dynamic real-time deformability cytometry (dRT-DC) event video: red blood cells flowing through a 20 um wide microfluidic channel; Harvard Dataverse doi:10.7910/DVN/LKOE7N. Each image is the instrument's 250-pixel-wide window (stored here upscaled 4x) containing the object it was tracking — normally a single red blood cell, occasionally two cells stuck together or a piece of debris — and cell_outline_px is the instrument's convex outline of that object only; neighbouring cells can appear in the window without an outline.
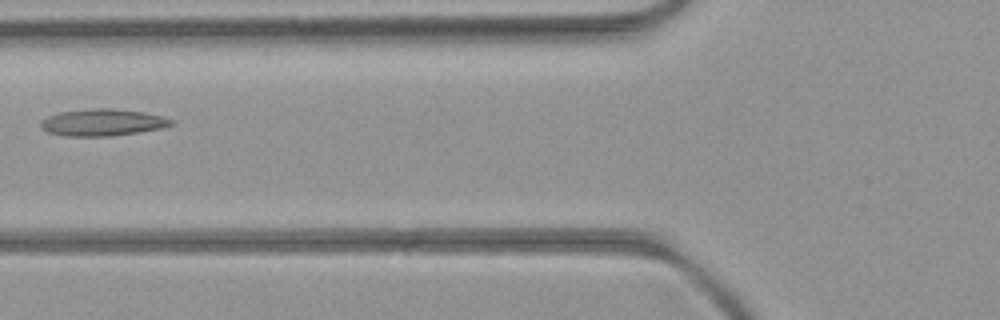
{"species": "common noctule bat (a hibernating species)", "species_latin": "Nyctalus noctula", "temperature_condition": "room temperature", "stored_images_in_passage": 4, "camera_frame_rate_fps": 3000, "um_per_image_px": 0.085, "animal": {"sex": "female", "body_mass_g": 21.9}, "frame": {"image": 1, "passage_image": 3, "time_ms": 2.333, "image_size_px": [1000, 320], "cell_outline_px": [[172, 124], [160, 128], [112, 136], [64, 136], [48, 132], [40, 128], [40, 120], [48, 116], [60, 112], [92, 108], [112, 108], [144, 112], [160, 116], [172, 120]], "centroid_in_image_um": [8.64, 10.4], "position_along_channel_um": 117.2, "area_um2": 20.29}}
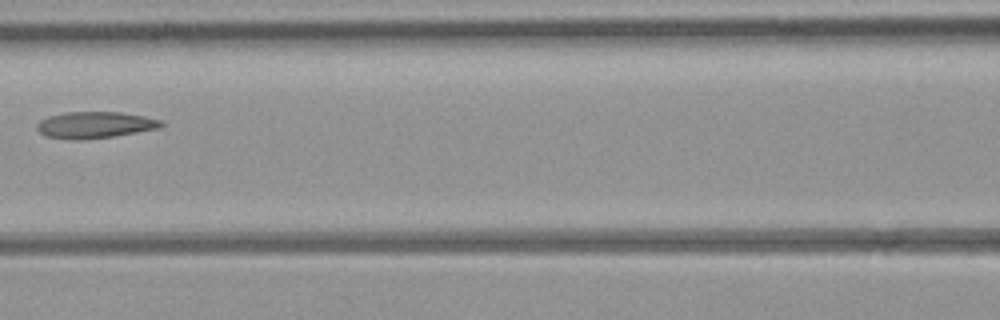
{"frame": {"image": 2, "passage_image": 4, "time_ms": 3.333, "image_size_px": [1000, 320], "cell_outline_px": [[164, 124], [160, 128], [112, 136], [76, 140], [44, 136], [36, 128], [36, 124], [40, 120], [48, 116], [64, 112], [120, 112], [144, 116], [164, 120]], "centroid_in_image_um": [8.06, 10.61], "position_along_channel_um": 158.5, "area_um2": 19.19}}